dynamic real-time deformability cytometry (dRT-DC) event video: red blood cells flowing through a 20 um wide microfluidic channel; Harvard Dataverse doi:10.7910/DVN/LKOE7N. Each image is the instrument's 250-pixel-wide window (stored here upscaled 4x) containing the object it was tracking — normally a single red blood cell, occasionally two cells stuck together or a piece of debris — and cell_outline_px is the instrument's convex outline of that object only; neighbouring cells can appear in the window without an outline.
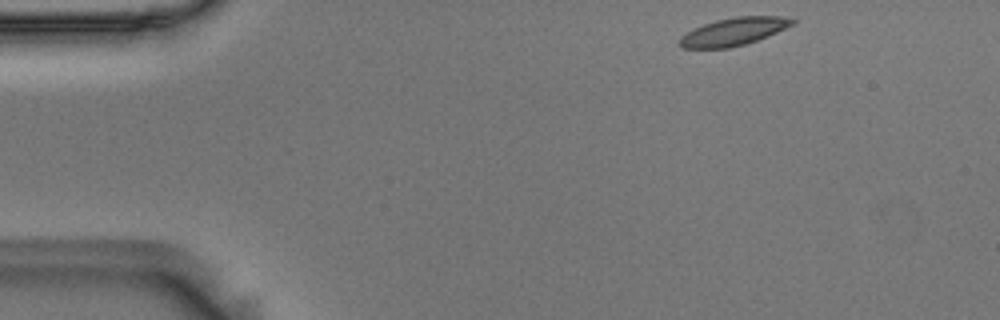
{"species": "Egyptian fruit bat (a non-hibernating species)", "species_latin": "Rousettus aegyptiacus", "temperature_condition": "room temperature", "stored_images_in_passage": 50, "camera_frame_rate_fps": 3000, "um_per_image_px": 0.085, "animal": {"sex": "male"}, "frame": {"image": 1, "passage_image": 1, "time_ms": 0.0, "image_size_px": [1000, 320], "cell_outline_px": [[796, 20], [792, 24], [768, 36], [744, 44], [728, 48], [680, 48], [676, 44], [676, 40], [680, 36], [704, 24], [716, 20], [736, 16], [780, 16]], "centroid_in_image_um": [62.28, 2.7], "position_along_channel_um": 22.7, "area_um2": 18.09}}
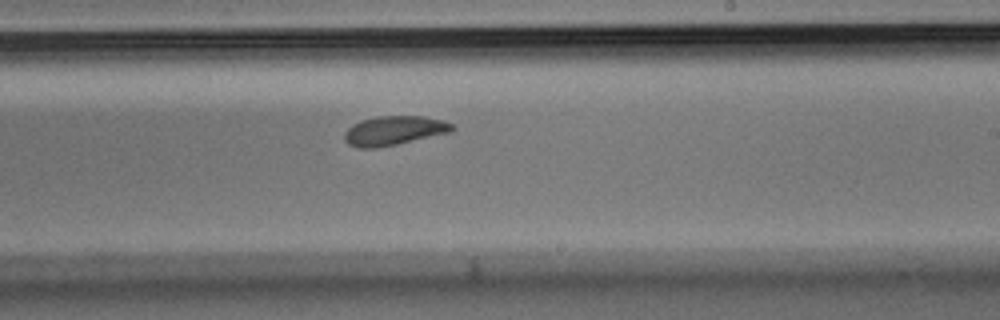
{"frame": {"image": 2, "passage_image": 27, "time_ms": 8.667, "image_size_px": [1000, 320], "cell_outline_px": [[456, 128], [452, 132], [396, 144], [376, 148], [360, 148], [348, 144], [344, 140], [344, 132], [352, 124], [360, 120], [376, 116], [424, 116], [444, 120], [452, 124]], "centroid_in_image_um": [33.49, 11.09], "position_along_channel_um": 255.5, "area_um2": 18.5}}
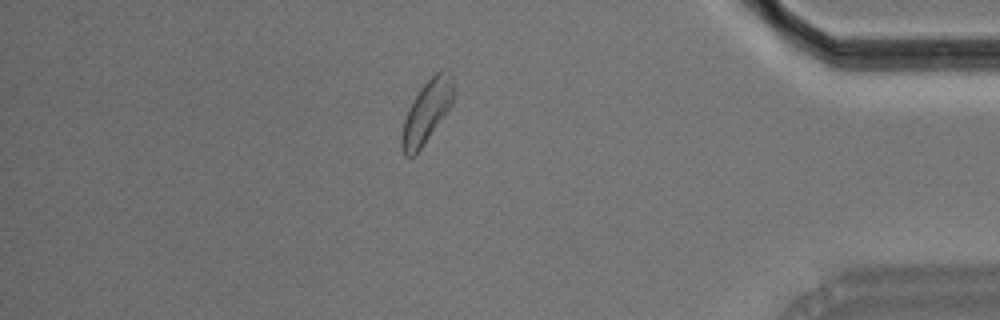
{"frame": {"image": 3, "passage_image": 42, "time_ms": 13.667, "image_size_px": [1000, 320], "cell_outline_px": [[452, 104], [420, 148], [412, 156], [404, 156], [400, 148], [400, 136], [404, 120], [408, 108], [412, 100], [420, 88], [440, 68], [448, 68], [452, 72]], "centroid_in_image_um": [36.24, 9.45], "position_along_channel_um": 399.0, "area_um2": 18.67}, "authors_computed_cell_mechanics": {"area_um2": 18.6983, "velocity_mm_per_s": 3.5793, "shape_relaxation_time_tau1_ms": 5.8568, "shape_relaxation_time_tau2_ms": 5.3295, "deformation_change_tau1": 0.1348, "deformation_change_tau2": 0.1184}}